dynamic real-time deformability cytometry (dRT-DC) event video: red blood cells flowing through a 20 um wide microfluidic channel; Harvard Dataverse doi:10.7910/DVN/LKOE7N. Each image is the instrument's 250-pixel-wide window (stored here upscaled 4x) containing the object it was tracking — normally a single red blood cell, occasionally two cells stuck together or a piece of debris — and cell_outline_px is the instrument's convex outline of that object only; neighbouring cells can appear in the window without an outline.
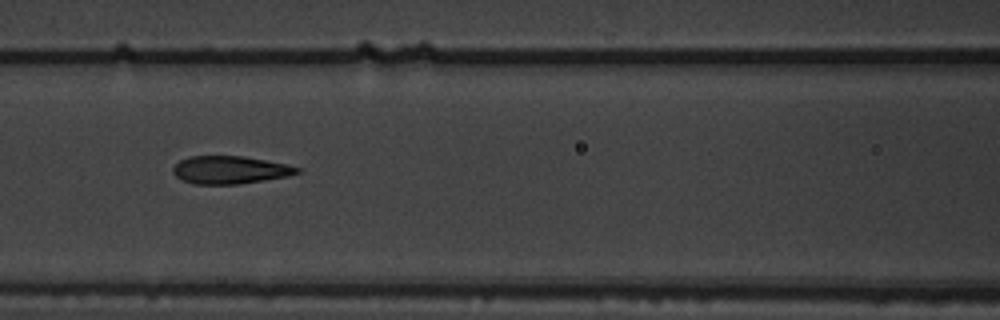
{"species": "common noctule bat (a hibernating species)", "species_latin": "Nyctalus noctula", "temperature_condition": "warm", "stored_images_in_passage": 9, "camera_frame_rate_fps": 3000, "um_per_image_px": 0.085, "animal": {"sex": "male", "body_mass_g": 19.5, "forearm_length_mm": 54.6}, "frame": {"image": 1, "passage_image": 6, "time_ms": 1.667, "image_size_px": [1000, 320], "cell_outline_px": [[304, 172], [288, 176], [240, 184], [196, 184], [180, 180], [172, 172], [172, 168], [180, 160], [188, 156], [244, 156], [288, 164], [300, 168]], "centroid_in_image_um": [19.57, 14.44], "position_along_channel_um": 147.0, "area_um2": 20.35}}
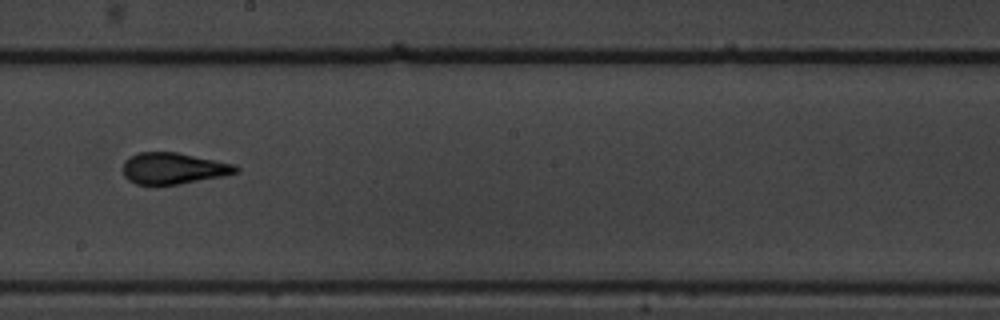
{"frame": {"image": 2, "passage_image": 8, "time_ms": 2.333, "image_size_px": [1000, 320], "cell_outline_px": [[240, 172], [224, 176], [180, 184], [136, 184], [128, 180], [124, 176], [124, 160], [140, 152], [176, 152], [236, 164], [240, 168]], "centroid_in_image_um": [14.79, 14.31], "position_along_channel_um": 233.4, "area_um2": 20.63}}
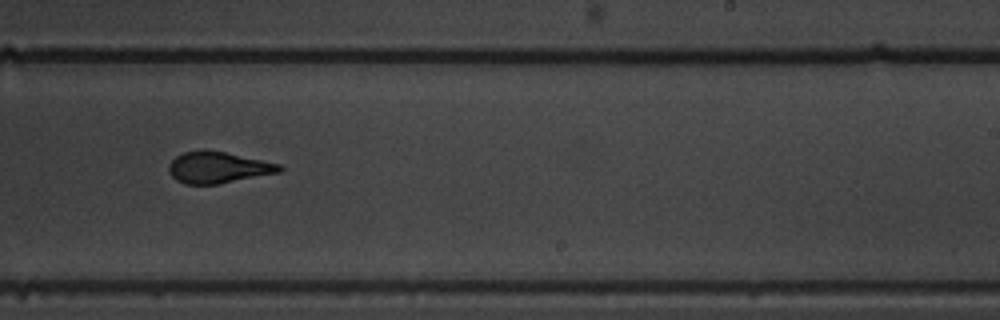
{"frame": {"image": 3, "passage_image": 9, "time_ms": 2.667, "image_size_px": [1000, 320], "cell_outline_px": [[284, 168], [280, 172], [216, 184], [184, 184], [176, 180], [168, 172], [168, 164], [176, 156], [184, 152], [204, 148], [224, 152], [280, 164]], "centroid_in_image_um": [18.48, 14.22], "position_along_channel_um": 270.5, "area_um2": 20.23}}